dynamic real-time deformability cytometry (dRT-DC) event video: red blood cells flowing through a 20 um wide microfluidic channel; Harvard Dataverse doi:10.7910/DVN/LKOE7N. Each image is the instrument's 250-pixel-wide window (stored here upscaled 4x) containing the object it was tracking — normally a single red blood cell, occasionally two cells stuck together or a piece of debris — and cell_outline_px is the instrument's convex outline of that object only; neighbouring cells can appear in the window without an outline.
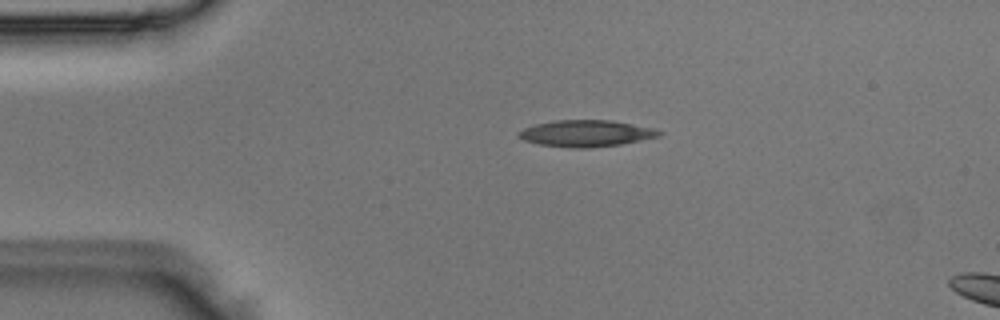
{"species": "Egyptian fruit bat (a non-hibernating species)", "species_latin": "Rousettus aegyptiacus", "temperature_condition": "room temperature", "stored_images_in_passage": 4, "segment_of_instrument_passage": [1, 2], "camera_frame_rate_fps": 3000, "um_per_image_px": 0.085, "animal": {"sex": "male"}, "frame": {"image": 1, "passage_image": 2, "time_ms": 0.333, "image_size_px": [1000, 320], "cell_outline_px": [[664, 132], [660, 136], [620, 144], [588, 148], [568, 148], [540, 144], [524, 140], [516, 136], [516, 132], [524, 128], [536, 124], [556, 120], [612, 120], [656, 128]], "centroid_in_image_um": [49.82, 11.33], "position_along_channel_um": 35.2, "area_um2": 21.85}}